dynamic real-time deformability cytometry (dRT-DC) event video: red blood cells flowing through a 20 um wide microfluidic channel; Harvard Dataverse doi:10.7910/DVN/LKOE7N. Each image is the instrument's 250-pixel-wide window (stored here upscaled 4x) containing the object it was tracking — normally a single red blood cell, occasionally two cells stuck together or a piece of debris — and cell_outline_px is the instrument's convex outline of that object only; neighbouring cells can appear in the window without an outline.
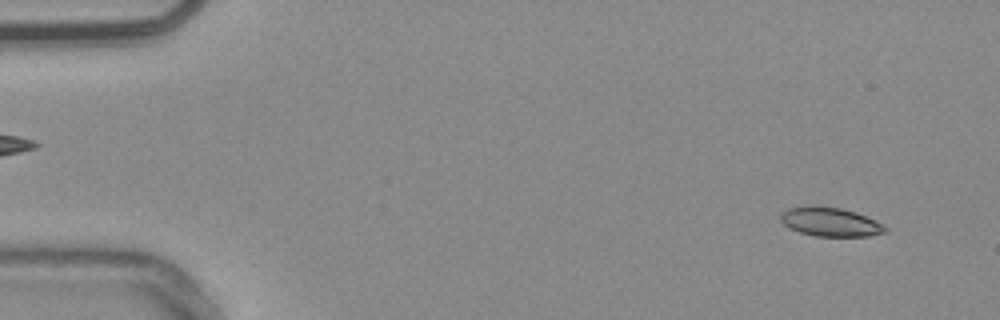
{"species": "common noctule bat (a hibernating species)", "species_latin": "Nyctalus noctula", "temperature_condition": "warm", "stored_images_in_passage": 54, "camera_frame_rate_fps": 3000, "um_per_image_px": 0.085, "animal": {"sex": "male", "body_mass_g": 20.4}, "frame": {"image": 1, "passage_image": 4, "time_ms": 1.0, "image_size_px": [1000, 320], "cell_outline_px": [[888, 232], [868, 236], [816, 236], [800, 232], [784, 224], [780, 220], [780, 212], [788, 208], [808, 204], [840, 208], [856, 212], [876, 220], [884, 224], [888, 228]], "centroid_in_image_um": [70.59, 18.84], "position_along_channel_um": 14.4, "area_um2": 17.92}}
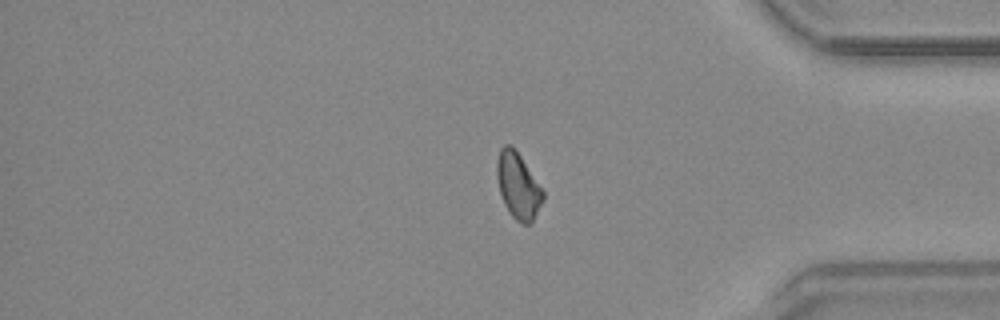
{"frame": {"image": 2, "passage_image": 45, "time_ms": 14.667, "image_size_px": [1000, 320], "cell_outline_px": [[544, 200], [532, 224], [524, 224], [516, 220], [508, 212], [504, 204], [500, 192], [496, 176], [496, 160], [500, 148], [504, 144], [512, 144], [544, 192]], "centroid_in_image_um": [44.02, 15.8], "position_along_channel_um": 391.2, "area_um2": 17.86}}
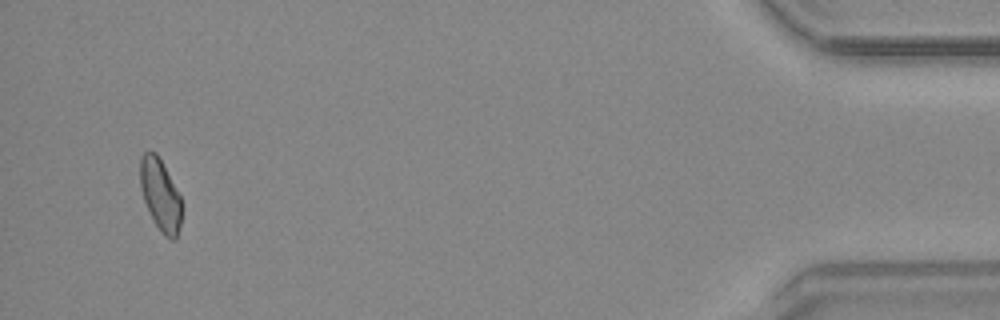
{"frame": {"image": 3, "passage_image": 52, "time_ms": 17.0, "image_size_px": [1000, 320], "cell_outline_px": [[180, 224], [176, 240], [172, 240], [164, 236], [160, 232], [144, 200], [140, 188], [140, 156], [144, 152], [156, 152], [180, 196]], "centroid_in_image_um": [13.61, 16.57], "position_along_channel_um": 421.6, "area_um2": 16.94}, "authors_computed_cell_mechanics": {"area_um2": 17.9758, "velocity_mm_per_s": 3.766, "shape_relaxation_time_tau1_ms": null, "shape_relaxation_time_tau2_ms": 5.0973, "deformation_change_tau1": null, "deformation_change_tau2": 0.1028}}